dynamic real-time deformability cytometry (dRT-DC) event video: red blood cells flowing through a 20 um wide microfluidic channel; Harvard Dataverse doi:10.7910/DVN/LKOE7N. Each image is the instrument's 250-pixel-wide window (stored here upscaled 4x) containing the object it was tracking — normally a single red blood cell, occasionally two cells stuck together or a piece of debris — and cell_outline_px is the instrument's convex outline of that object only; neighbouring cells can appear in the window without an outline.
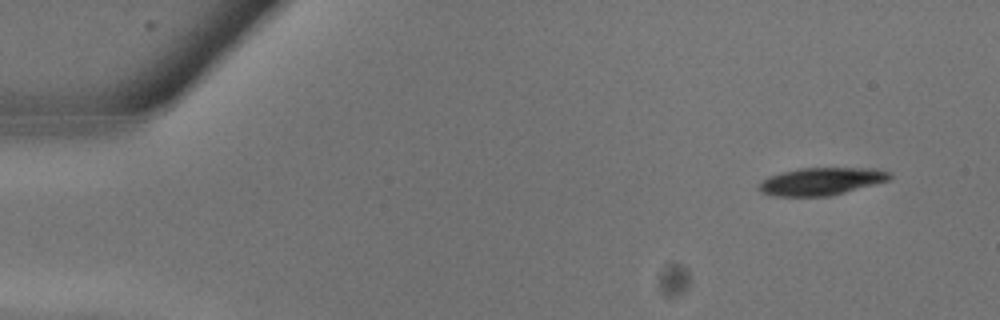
{"species": "common noctule bat (a hibernating species)", "species_latin": "Nyctalus noctula", "temperature_condition": "warm", "stored_images_in_passage": 10, "camera_frame_rate_fps": 3000, "um_per_image_px": 0.085, "animal": {"sex": "male", "body_mass_g": 13.3}, "frame": {"image": 1, "passage_image": 1, "time_ms": 0.0, "image_size_px": [1000, 320], "cell_outline_px": [[892, 176], [888, 180], [844, 192], [828, 196], [772, 196], [760, 192], [756, 188], [768, 176], [780, 172], [800, 168], [876, 168], [892, 172]], "centroid_in_image_um": [69.78, 15.4], "position_along_channel_um": 15.2, "area_um2": 20.98}}
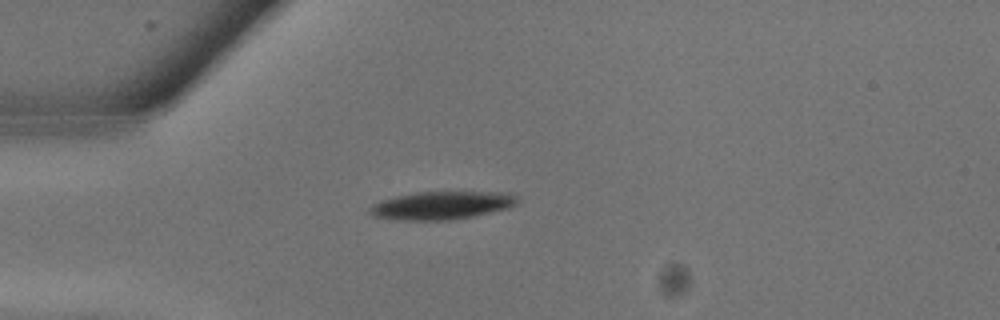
{"frame": {"image": 2, "passage_image": 6, "time_ms": 1.667, "image_size_px": [1000, 320], "cell_outline_px": [[516, 204], [508, 208], [472, 216], [452, 220], [404, 220], [372, 216], [368, 212], [368, 208], [372, 204], [396, 196], [416, 192], [508, 192], [516, 196]], "centroid_in_image_um": [37.52, 17.45], "position_along_channel_um": 47.5, "area_um2": 23.93}}
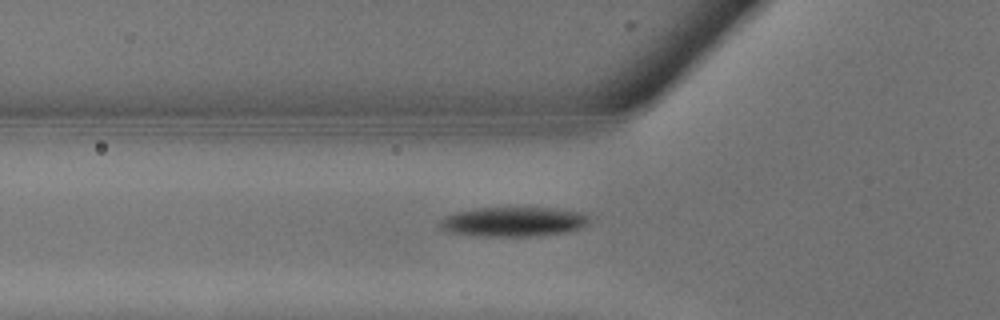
{"frame": {"image": 3, "passage_image": 8, "time_ms": 2.333, "image_size_px": [1000, 320], "cell_outline_px": [[592, 224], [584, 228], [544, 236], [476, 236], [444, 232], [436, 224], [444, 216], [456, 212], [476, 208], [552, 208], [588, 212], [592, 220]], "centroid_in_image_um": [43.7, 18.85], "position_along_channel_um": 82.1, "area_um2": 26.65}}